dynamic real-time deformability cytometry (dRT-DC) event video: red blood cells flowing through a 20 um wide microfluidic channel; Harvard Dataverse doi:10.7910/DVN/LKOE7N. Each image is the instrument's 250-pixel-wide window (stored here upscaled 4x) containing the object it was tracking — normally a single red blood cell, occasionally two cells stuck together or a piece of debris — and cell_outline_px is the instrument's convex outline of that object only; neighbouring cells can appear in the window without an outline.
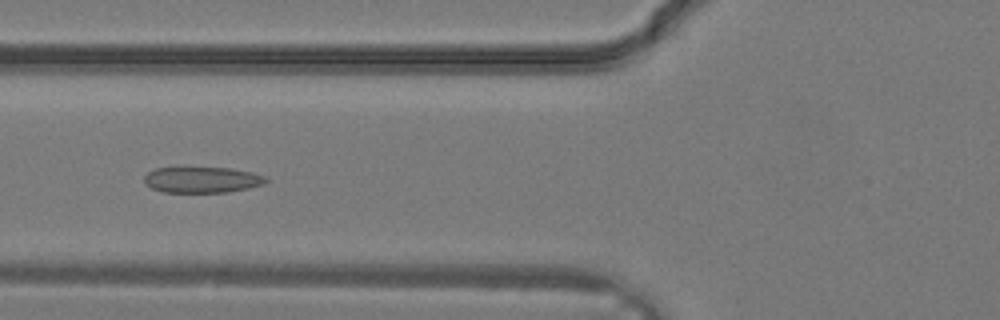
{"species": "common noctule bat (a hibernating species)", "species_latin": "Nyctalus noctula", "temperature_condition": "warm", "stored_images_in_passage": 32, "camera_frame_rate_fps": 3000, "um_per_image_px": 0.085, "animal": {"sex": "male", "body_mass_g": 19.2, "forearm_length_mm": 51.8}, "frame": {"image": 1, "passage_image": 13, "time_ms": 4.0, "image_size_px": [1000, 320], "cell_outline_px": [[268, 180], [264, 184], [248, 188], [228, 192], [164, 192], [152, 188], [144, 180], [144, 176], [148, 172], [156, 168], [184, 164], [232, 168], [252, 172], [264, 176]], "centroid_in_image_um": [17.14, 15.22], "position_along_channel_um": 108.7, "area_um2": 19.31}}
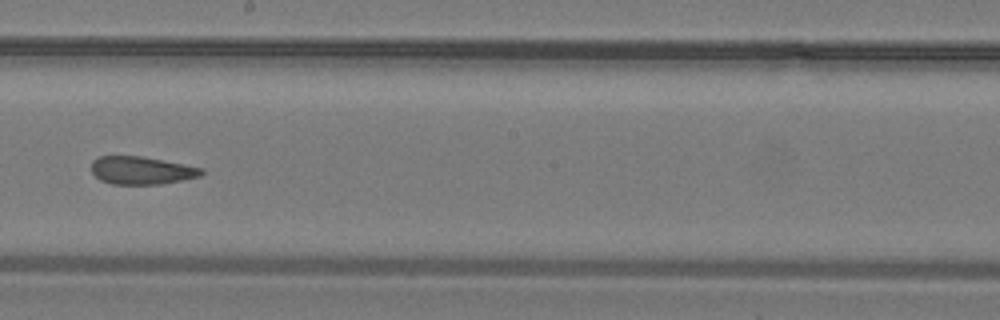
{"frame": {"image": 2, "passage_image": 19, "time_ms": 6.0, "image_size_px": [1000, 320], "cell_outline_px": [[204, 172], [200, 176], [160, 184], [112, 184], [100, 180], [92, 172], [92, 160], [100, 156], [144, 156], [204, 168]], "centroid_in_image_um": [12.03, 14.47], "position_along_channel_um": 236.2, "area_um2": 17.86}}
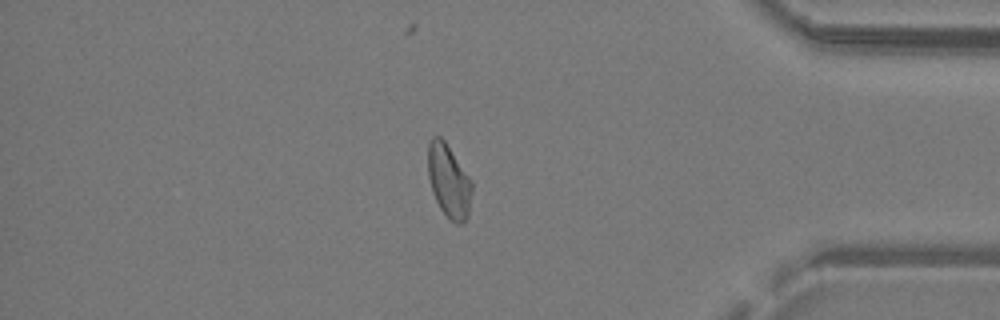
{"frame": {"image": 3, "passage_image": 28, "time_ms": 9.0, "image_size_px": [1000, 320], "cell_outline_px": [[472, 192], [468, 220], [464, 224], [456, 224], [440, 208], [432, 192], [428, 176], [428, 140], [432, 136], [440, 136], [444, 140], [472, 180]], "centroid_in_image_um": [38.16, 15.39], "position_along_channel_um": 397.0, "area_um2": 18.96}}